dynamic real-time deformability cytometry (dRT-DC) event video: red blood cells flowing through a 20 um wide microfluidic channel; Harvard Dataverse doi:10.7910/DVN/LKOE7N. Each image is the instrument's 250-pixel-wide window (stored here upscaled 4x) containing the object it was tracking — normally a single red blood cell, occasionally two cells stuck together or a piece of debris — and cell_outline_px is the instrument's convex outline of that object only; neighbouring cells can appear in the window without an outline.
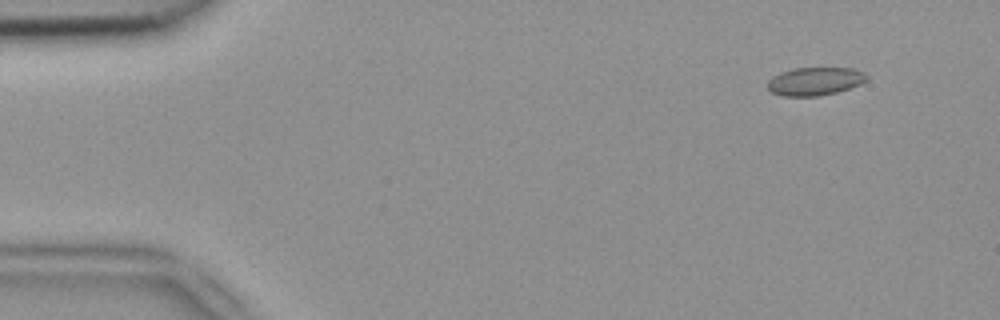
{"species": "common noctule bat (a hibernating species)", "species_latin": "Nyctalus noctula", "temperature_condition": "room temperature", "stored_images_in_passage": 6, "segment_of_instrument_passage": [1, 2], "camera_frame_rate_fps": 3000, "um_per_image_px": 0.085, "animal": {"sex": "female", "body_mass_g": 18.4}, "frame": {"image": 1, "passage_image": 2, "time_ms": 0.333, "image_size_px": [1000, 320], "cell_outline_px": [[868, 80], [860, 84], [836, 92], [820, 96], [784, 96], [772, 92], [768, 88], [768, 80], [772, 76], [780, 72], [792, 68], [852, 68], [864, 72], [868, 76]], "centroid_in_image_um": [69.27, 6.9], "position_along_channel_um": 15.7, "area_um2": 16.3}}
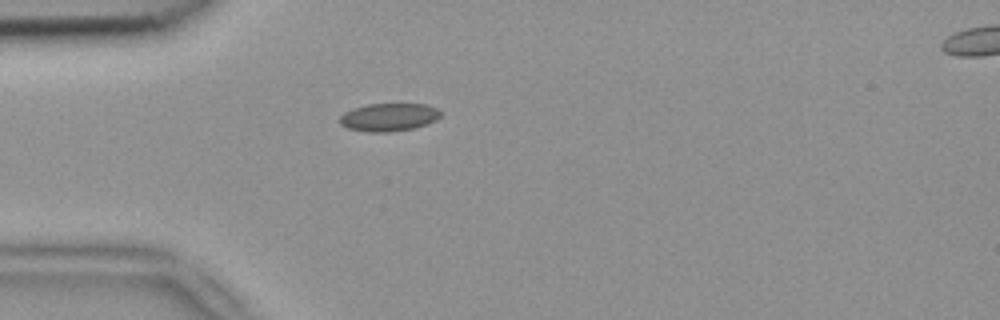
{"frame": {"image": 2, "passage_image": 5, "time_ms": 1.333, "image_size_px": [1000, 320], "cell_outline_px": [[444, 112], [436, 120], [428, 124], [416, 128], [388, 132], [368, 132], [348, 128], [340, 124], [340, 116], [344, 112], [352, 108], [368, 104], [428, 104]], "centroid_in_image_um": [33.09, 9.96], "position_along_channel_um": 51.9, "area_um2": 16.65}}